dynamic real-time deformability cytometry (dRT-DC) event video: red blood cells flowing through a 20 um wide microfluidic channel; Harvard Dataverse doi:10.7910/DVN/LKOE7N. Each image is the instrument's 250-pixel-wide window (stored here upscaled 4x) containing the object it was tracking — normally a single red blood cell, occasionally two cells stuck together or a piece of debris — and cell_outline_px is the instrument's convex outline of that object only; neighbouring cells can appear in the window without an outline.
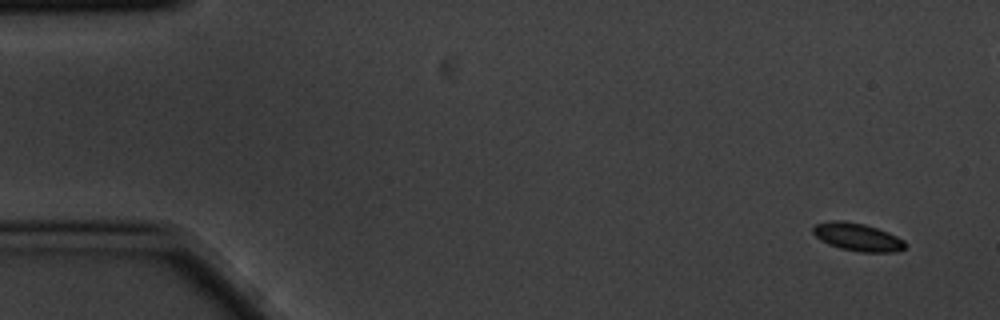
{"species": "common noctule bat (a hibernating species)", "species_latin": "Nyctalus noctula", "temperature_condition": "cold", "stored_images_in_passage": 4, "camera_frame_rate_fps": 3000, "um_per_image_px": 0.085, "animal": {"sex": "male", "body_mass_g": 20.1, "forearm_length_mm": 53.5}, "frame": {"image": 1, "passage_image": 4, "time_ms": 1.0, "image_size_px": [1000, 320], "cell_outline_px": [[908, 244], [904, 248], [896, 252], [860, 252], [840, 248], [828, 244], [820, 240], [812, 232], [812, 228], [816, 224], [832, 220], [844, 220], [864, 224], [888, 232], [904, 240]], "centroid_in_image_um": [72.89, 20.15], "position_along_channel_um": 12.1, "area_um2": 15.03}}